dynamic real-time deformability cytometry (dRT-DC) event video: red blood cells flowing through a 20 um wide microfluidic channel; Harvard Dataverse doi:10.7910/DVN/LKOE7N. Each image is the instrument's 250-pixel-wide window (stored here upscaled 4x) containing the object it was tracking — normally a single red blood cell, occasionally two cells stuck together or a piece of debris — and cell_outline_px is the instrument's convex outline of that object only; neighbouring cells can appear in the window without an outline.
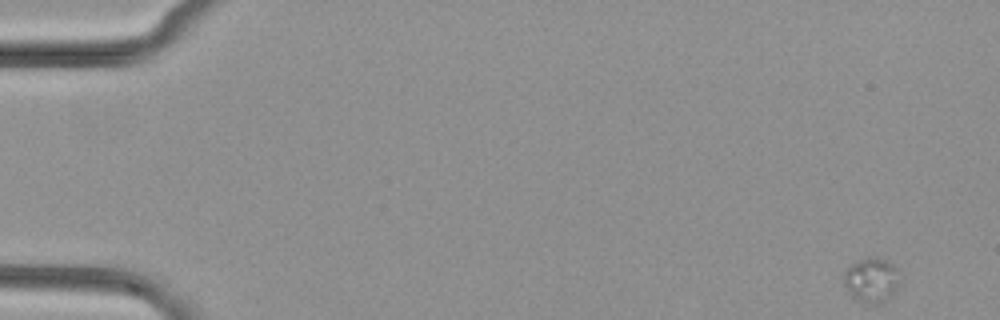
{"species": "common noctule bat (a hibernating species)", "species_latin": "Nyctalus noctula", "temperature_condition": "cold", "stored_images_in_passage": 52, "camera_frame_rate_fps": 3000, "um_per_image_px": 0.085, "animal": {"sex": "female", "body_mass_g": 29.2, "forearm_length_mm": 56.3}, "frame": {"image": 1, "passage_image": 1, "time_ms": 0.0, "image_size_px": [1000, 320], "cell_outline_px": [[900, 284], [880, 304], [868, 304], [852, 296], [848, 292], [840, 276], [848, 264], [868, 256], [876, 256], [892, 264], [900, 272]], "centroid_in_image_um": [74.02, 23.75], "position_along_channel_um": 11.0, "area_um2": 14.91}}